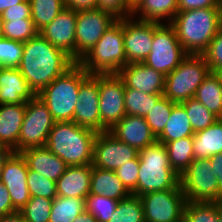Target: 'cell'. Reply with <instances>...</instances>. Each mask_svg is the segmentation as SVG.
Returning a JSON list of instances; mask_svg holds the SVG:
<instances>
[{
    "label": "cell",
    "instance_id": "cell-4",
    "mask_svg": "<svg viewBox=\"0 0 222 222\" xmlns=\"http://www.w3.org/2000/svg\"><path fill=\"white\" fill-rule=\"evenodd\" d=\"M139 173L137 180V196L149 192L168 189H181L180 176L172 169L167 148L163 143L155 141L139 150Z\"/></svg>",
    "mask_w": 222,
    "mask_h": 222
},
{
    "label": "cell",
    "instance_id": "cell-57",
    "mask_svg": "<svg viewBox=\"0 0 222 222\" xmlns=\"http://www.w3.org/2000/svg\"><path fill=\"white\" fill-rule=\"evenodd\" d=\"M3 24H4V21L0 14V38H3Z\"/></svg>",
    "mask_w": 222,
    "mask_h": 222
},
{
    "label": "cell",
    "instance_id": "cell-12",
    "mask_svg": "<svg viewBox=\"0 0 222 222\" xmlns=\"http://www.w3.org/2000/svg\"><path fill=\"white\" fill-rule=\"evenodd\" d=\"M118 19L100 8L77 11L76 62L78 63Z\"/></svg>",
    "mask_w": 222,
    "mask_h": 222
},
{
    "label": "cell",
    "instance_id": "cell-13",
    "mask_svg": "<svg viewBox=\"0 0 222 222\" xmlns=\"http://www.w3.org/2000/svg\"><path fill=\"white\" fill-rule=\"evenodd\" d=\"M125 85L118 74H99L101 132L108 131L125 115Z\"/></svg>",
    "mask_w": 222,
    "mask_h": 222
},
{
    "label": "cell",
    "instance_id": "cell-20",
    "mask_svg": "<svg viewBox=\"0 0 222 222\" xmlns=\"http://www.w3.org/2000/svg\"><path fill=\"white\" fill-rule=\"evenodd\" d=\"M108 132L138 151L157 141L145 118L136 115H125Z\"/></svg>",
    "mask_w": 222,
    "mask_h": 222
},
{
    "label": "cell",
    "instance_id": "cell-22",
    "mask_svg": "<svg viewBox=\"0 0 222 222\" xmlns=\"http://www.w3.org/2000/svg\"><path fill=\"white\" fill-rule=\"evenodd\" d=\"M28 169L55 182L64 174L68 165L47 147H31L20 152Z\"/></svg>",
    "mask_w": 222,
    "mask_h": 222
},
{
    "label": "cell",
    "instance_id": "cell-44",
    "mask_svg": "<svg viewBox=\"0 0 222 222\" xmlns=\"http://www.w3.org/2000/svg\"><path fill=\"white\" fill-rule=\"evenodd\" d=\"M202 55L211 72L222 73V26Z\"/></svg>",
    "mask_w": 222,
    "mask_h": 222
},
{
    "label": "cell",
    "instance_id": "cell-30",
    "mask_svg": "<svg viewBox=\"0 0 222 222\" xmlns=\"http://www.w3.org/2000/svg\"><path fill=\"white\" fill-rule=\"evenodd\" d=\"M160 143H163L166 146L170 165L180 176L194 160L192 137H185L172 142Z\"/></svg>",
    "mask_w": 222,
    "mask_h": 222
},
{
    "label": "cell",
    "instance_id": "cell-2",
    "mask_svg": "<svg viewBox=\"0 0 222 222\" xmlns=\"http://www.w3.org/2000/svg\"><path fill=\"white\" fill-rule=\"evenodd\" d=\"M170 24L187 54L202 55L222 26V7L178 11Z\"/></svg>",
    "mask_w": 222,
    "mask_h": 222
},
{
    "label": "cell",
    "instance_id": "cell-51",
    "mask_svg": "<svg viewBox=\"0 0 222 222\" xmlns=\"http://www.w3.org/2000/svg\"><path fill=\"white\" fill-rule=\"evenodd\" d=\"M0 222H26L20 212L0 217Z\"/></svg>",
    "mask_w": 222,
    "mask_h": 222
},
{
    "label": "cell",
    "instance_id": "cell-33",
    "mask_svg": "<svg viewBox=\"0 0 222 222\" xmlns=\"http://www.w3.org/2000/svg\"><path fill=\"white\" fill-rule=\"evenodd\" d=\"M31 19L38 31L48 25L64 8V0H29Z\"/></svg>",
    "mask_w": 222,
    "mask_h": 222
},
{
    "label": "cell",
    "instance_id": "cell-37",
    "mask_svg": "<svg viewBox=\"0 0 222 222\" xmlns=\"http://www.w3.org/2000/svg\"><path fill=\"white\" fill-rule=\"evenodd\" d=\"M183 222H222L215 202L187 201Z\"/></svg>",
    "mask_w": 222,
    "mask_h": 222
},
{
    "label": "cell",
    "instance_id": "cell-9",
    "mask_svg": "<svg viewBox=\"0 0 222 222\" xmlns=\"http://www.w3.org/2000/svg\"><path fill=\"white\" fill-rule=\"evenodd\" d=\"M180 188L187 201L215 202L221 187L210 158L194 159L180 175Z\"/></svg>",
    "mask_w": 222,
    "mask_h": 222
},
{
    "label": "cell",
    "instance_id": "cell-56",
    "mask_svg": "<svg viewBox=\"0 0 222 222\" xmlns=\"http://www.w3.org/2000/svg\"><path fill=\"white\" fill-rule=\"evenodd\" d=\"M141 0H127L128 5L134 9Z\"/></svg>",
    "mask_w": 222,
    "mask_h": 222
},
{
    "label": "cell",
    "instance_id": "cell-42",
    "mask_svg": "<svg viewBox=\"0 0 222 222\" xmlns=\"http://www.w3.org/2000/svg\"><path fill=\"white\" fill-rule=\"evenodd\" d=\"M23 54V42L0 38V67L18 68Z\"/></svg>",
    "mask_w": 222,
    "mask_h": 222
},
{
    "label": "cell",
    "instance_id": "cell-24",
    "mask_svg": "<svg viewBox=\"0 0 222 222\" xmlns=\"http://www.w3.org/2000/svg\"><path fill=\"white\" fill-rule=\"evenodd\" d=\"M92 165L68 166L56 181L57 196L85 199L90 194Z\"/></svg>",
    "mask_w": 222,
    "mask_h": 222
},
{
    "label": "cell",
    "instance_id": "cell-54",
    "mask_svg": "<svg viewBox=\"0 0 222 222\" xmlns=\"http://www.w3.org/2000/svg\"><path fill=\"white\" fill-rule=\"evenodd\" d=\"M12 153L10 150L2 149L0 151V181H1V176H2V170L4 166V162L6 158Z\"/></svg>",
    "mask_w": 222,
    "mask_h": 222
},
{
    "label": "cell",
    "instance_id": "cell-32",
    "mask_svg": "<svg viewBox=\"0 0 222 222\" xmlns=\"http://www.w3.org/2000/svg\"><path fill=\"white\" fill-rule=\"evenodd\" d=\"M163 94H147L134 88L125 87L126 115L145 117Z\"/></svg>",
    "mask_w": 222,
    "mask_h": 222
},
{
    "label": "cell",
    "instance_id": "cell-19",
    "mask_svg": "<svg viewBox=\"0 0 222 222\" xmlns=\"http://www.w3.org/2000/svg\"><path fill=\"white\" fill-rule=\"evenodd\" d=\"M125 87L147 94H163L166 75L143 62L127 64L118 73Z\"/></svg>",
    "mask_w": 222,
    "mask_h": 222
},
{
    "label": "cell",
    "instance_id": "cell-8",
    "mask_svg": "<svg viewBox=\"0 0 222 222\" xmlns=\"http://www.w3.org/2000/svg\"><path fill=\"white\" fill-rule=\"evenodd\" d=\"M187 55L177 38L174 27L170 23L154 22L152 49L143 63L168 75Z\"/></svg>",
    "mask_w": 222,
    "mask_h": 222
},
{
    "label": "cell",
    "instance_id": "cell-49",
    "mask_svg": "<svg viewBox=\"0 0 222 222\" xmlns=\"http://www.w3.org/2000/svg\"><path fill=\"white\" fill-rule=\"evenodd\" d=\"M64 4L75 11L98 8V0H64Z\"/></svg>",
    "mask_w": 222,
    "mask_h": 222
},
{
    "label": "cell",
    "instance_id": "cell-27",
    "mask_svg": "<svg viewBox=\"0 0 222 222\" xmlns=\"http://www.w3.org/2000/svg\"><path fill=\"white\" fill-rule=\"evenodd\" d=\"M192 139L194 159H206L222 153V118L194 133Z\"/></svg>",
    "mask_w": 222,
    "mask_h": 222
},
{
    "label": "cell",
    "instance_id": "cell-36",
    "mask_svg": "<svg viewBox=\"0 0 222 222\" xmlns=\"http://www.w3.org/2000/svg\"><path fill=\"white\" fill-rule=\"evenodd\" d=\"M176 103L162 95L144 118L156 139L161 135Z\"/></svg>",
    "mask_w": 222,
    "mask_h": 222
},
{
    "label": "cell",
    "instance_id": "cell-15",
    "mask_svg": "<svg viewBox=\"0 0 222 222\" xmlns=\"http://www.w3.org/2000/svg\"><path fill=\"white\" fill-rule=\"evenodd\" d=\"M154 35V22L132 17L123 18V40L126 65L140 63L150 53Z\"/></svg>",
    "mask_w": 222,
    "mask_h": 222
},
{
    "label": "cell",
    "instance_id": "cell-45",
    "mask_svg": "<svg viewBox=\"0 0 222 222\" xmlns=\"http://www.w3.org/2000/svg\"><path fill=\"white\" fill-rule=\"evenodd\" d=\"M98 8L110 12L117 19L131 17L133 10L127 0H98Z\"/></svg>",
    "mask_w": 222,
    "mask_h": 222
},
{
    "label": "cell",
    "instance_id": "cell-31",
    "mask_svg": "<svg viewBox=\"0 0 222 222\" xmlns=\"http://www.w3.org/2000/svg\"><path fill=\"white\" fill-rule=\"evenodd\" d=\"M85 210V199L57 196L48 222H72Z\"/></svg>",
    "mask_w": 222,
    "mask_h": 222
},
{
    "label": "cell",
    "instance_id": "cell-40",
    "mask_svg": "<svg viewBox=\"0 0 222 222\" xmlns=\"http://www.w3.org/2000/svg\"><path fill=\"white\" fill-rule=\"evenodd\" d=\"M53 200L43 197H31L20 213L26 222H48Z\"/></svg>",
    "mask_w": 222,
    "mask_h": 222
},
{
    "label": "cell",
    "instance_id": "cell-10",
    "mask_svg": "<svg viewBox=\"0 0 222 222\" xmlns=\"http://www.w3.org/2000/svg\"><path fill=\"white\" fill-rule=\"evenodd\" d=\"M55 122L46 104L37 95L28 100L19 134L17 153L31 147L45 146Z\"/></svg>",
    "mask_w": 222,
    "mask_h": 222
},
{
    "label": "cell",
    "instance_id": "cell-52",
    "mask_svg": "<svg viewBox=\"0 0 222 222\" xmlns=\"http://www.w3.org/2000/svg\"><path fill=\"white\" fill-rule=\"evenodd\" d=\"M24 0H0V14H2L7 8L13 7Z\"/></svg>",
    "mask_w": 222,
    "mask_h": 222
},
{
    "label": "cell",
    "instance_id": "cell-41",
    "mask_svg": "<svg viewBox=\"0 0 222 222\" xmlns=\"http://www.w3.org/2000/svg\"><path fill=\"white\" fill-rule=\"evenodd\" d=\"M27 186L31 197H43L47 199H55L57 197L56 182L30 169H28L27 173Z\"/></svg>",
    "mask_w": 222,
    "mask_h": 222
},
{
    "label": "cell",
    "instance_id": "cell-6",
    "mask_svg": "<svg viewBox=\"0 0 222 222\" xmlns=\"http://www.w3.org/2000/svg\"><path fill=\"white\" fill-rule=\"evenodd\" d=\"M78 64L90 75L117 74L126 66L123 18L109 27Z\"/></svg>",
    "mask_w": 222,
    "mask_h": 222
},
{
    "label": "cell",
    "instance_id": "cell-53",
    "mask_svg": "<svg viewBox=\"0 0 222 222\" xmlns=\"http://www.w3.org/2000/svg\"><path fill=\"white\" fill-rule=\"evenodd\" d=\"M72 222H97L96 218L93 217L89 212L83 211L75 220Z\"/></svg>",
    "mask_w": 222,
    "mask_h": 222
},
{
    "label": "cell",
    "instance_id": "cell-29",
    "mask_svg": "<svg viewBox=\"0 0 222 222\" xmlns=\"http://www.w3.org/2000/svg\"><path fill=\"white\" fill-rule=\"evenodd\" d=\"M194 131L185 108L181 103H176L163 132L157 138L159 142H172L185 137H193Z\"/></svg>",
    "mask_w": 222,
    "mask_h": 222
},
{
    "label": "cell",
    "instance_id": "cell-47",
    "mask_svg": "<svg viewBox=\"0 0 222 222\" xmlns=\"http://www.w3.org/2000/svg\"><path fill=\"white\" fill-rule=\"evenodd\" d=\"M222 7V0H178L179 11Z\"/></svg>",
    "mask_w": 222,
    "mask_h": 222
},
{
    "label": "cell",
    "instance_id": "cell-18",
    "mask_svg": "<svg viewBox=\"0 0 222 222\" xmlns=\"http://www.w3.org/2000/svg\"><path fill=\"white\" fill-rule=\"evenodd\" d=\"M76 25L77 11L65 7L39 34L76 62Z\"/></svg>",
    "mask_w": 222,
    "mask_h": 222
},
{
    "label": "cell",
    "instance_id": "cell-3",
    "mask_svg": "<svg viewBox=\"0 0 222 222\" xmlns=\"http://www.w3.org/2000/svg\"><path fill=\"white\" fill-rule=\"evenodd\" d=\"M96 136L97 132L73 121L55 122L45 147L68 166L92 165Z\"/></svg>",
    "mask_w": 222,
    "mask_h": 222
},
{
    "label": "cell",
    "instance_id": "cell-58",
    "mask_svg": "<svg viewBox=\"0 0 222 222\" xmlns=\"http://www.w3.org/2000/svg\"><path fill=\"white\" fill-rule=\"evenodd\" d=\"M218 213H219V217H220V219L222 221V208H218Z\"/></svg>",
    "mask_w": 222,
    "mask_h": 222
},
{
    "label": "cell",
    "instance_id": "cell-55",
    "mask_svg": "<svg viewBox=\"0 0 222 222\" xmlns=\"http://www.w3.org/2000/svg\"><path fill=\"white\" fill-rule=\"evenodd\" d=\"M215 203L217 204L218 208H222V187L220 189L219 197L217 198Z\"/></svg>",
    "mask_w": 222,
    "mask_h": 222
},
{
    "label": "cell",
    "instance_id": "cell-26",
    "mask_svg": "<svg viewBox=\"0 0 222 222\" xmlns=\"http://www.w3.org/2000/svg\"><path fill=\"white\" fill-rule=\"evenodd\" d=\"M90 193L120 201L131 195L115 171L104 170L92 165Z\"/></svg>",
    "mask_w": 222,
    "mask_h": 222
},
{
    "label": "cell",
    "instance_id": "cell-7",
    "mask_svg": "<svg viewBox=\"0 0 222 222\" xmlns=\"http://www.w3.org/2000/svg\"><path fill=\"white\" fill-rule=\"evenodd\" d=\"M210 69L203 55L188 54L165 78L163 95L175 103L195 97Z\"/></svg>",
    "mask_w": 222,
    "mask_h": 222
},
{
    "label": "cell",
    "instance_id": "cell-16",
    "mask_svg": "<svg viewBox=\"0 0 222 222\" xmlns=\"http://www.w3.org/2000/svg\"><path fill=\"white\" fill-rule=\"evenodd\" d=\"M78 126L101 132L99 113V74L89 75L79 86L78 102L73 113Z\"/></svg>",
    "mask_w": 222,
    "mask_h": 222
},
{
    "label": "cell",
    "instance_id": "cell-23",
    "mask_svg": "<svg viewBox=\"0 0 222 222\" xmlns=\"http://www.w3.org/2000/svg\"><path fill=\"white\" fill-rule=\"evenodd\" d=\"M26 104L0 105V146L17 153Z\"/></svg>",
    "mask_w": 222,
    "mask_h": 222
},
{
    "label": "cell",
    "instance_id": "cell-38",
    "mask_svg": "<svg viewBox=\"0 0 222 222\" xmlns=\"http://www.w3.org/2000/svg\"><path fill=\"white\" fill-rule=\"evenodd\" d=\"M119 201L103 195L89 194L85 198V211L96 218L97 222H108Z\"/></svg>",
    "mask_w": 222,
    "mask_h": 222
},
{
    "label": "cell",
    "instance_id": "cell-34",
    "mask_svg": "<svg viewBox=\"0 0 222 222\" xmlns=\"http://www.w3.org/2000/svg\"><path fill=\"white\" fill-rule=\"evenodd\" d=\"M108 222H145L140 197L131 194L120 200Z\"/></svg>",
    "mask_w": 222,
    "mask_h": 222
},
{
    "label": "cell",
    "instance_id": "cell-5",
    "mask_svg": "<svg viewBox=\"0 0 222 222\" xmlns=\"http://www.w3.org/2000/svg\"><path fill=\"white\" fill-rule=\"evenodd\" d=\"M89 75L76 62L37 94L56 122L73 121L79 86Z\"/></svg>",
    "mask_w": 222,
    "mask_h": 222
},
{
    "label": "cell",
    "instance_id": "cell-43",
    "mask_svg": "<svg viewBox=\"0 0 222 222\" xmlns=\"http://www.w3.org/2000/svg\"><path fill=\"white\" fill-rule=\"evenodd\" d=\"M140 159L137 156L135 159L123 164L115 170L118 178L123 182L127 190L137 196V180L139 173Z\"/></svg>",
    "mask_w": 222,
    "mask_h": 222
},
{
    "label": "cell",
    "instance_id": "cell-1",
    "mask_svg": "<svg viewBox=\"0 0 222 222\" xmlns=\"http://www.w3.org/2000/svg\"><path fill=\"white\" fill-rule=\"evenodd\" d=\"M75 63L70 55L50 44L38 33L23 43V54L18 69L38 94Z\"/></svg>",
    "mask_w": 222,
    "mask_h": 222
},
{
    "label": "cell",
    "instance_id": "cell-50",
    "mask_svg": "<svg viewBox=\"0 0 222 222\" xmlns=\"http://www.w3.org/2000/svg\"><path fill=\"white\" fill-rule=\"evenodd\" d=\"M212 168L217 176L218 183L222 187V153L210 157Z\"/></svg>",
    "mask_w": 222,
    "mask_h": 222
},
{
    "label": "cell",
    "instance_id": "cell-25",
    "mask_svg": "<svg viewBox=\"0 0 222 222\" xmlns=\"http://www.w3.org/2000/svg\"><path fill=\"white\" fill-rule=\"evenodd\" d=\"M178 11V0H141L132 10L131 17L160 24L171 23Z\"/></svg>",
    "mask_w": 222,
    "mask_h": 222
},
{
    "label": "cell",
    "instance_id": "cell-46",
    "mask_svg": "<svg viewBox=\"0 0 222 222\" xmlns=\"http://www.w3.org/2000/svg\"><path fill=\"white\" fill-rule=\"evenodd\" d=\"M3 21L11 19H28L31 18V5L29 0H24L13 7L7 8L1 14Z\"/></svg>",
    "mask_w": 222,
    "mask_h": 222
},
{
    "label": "cell",
    "instance_id": "cell-39",
    "mask_svg": "<svg viewBox=\"0 0 222 222\" xmlns=\"http://www.w3.org/2000/svg\"><path fill=\"white\" fill-rule=\"evenodd\" d=\"M39 31L36 29L31 18L28 19H11L4 21L3 37L20 42H26L35 37Z\"/></svg>",
    "mask_w": 222,
    "mask_h": 222
},
{
    "label": "cell",
    "instance_id": "cell-48",
    "mask_svg": "<svg viewBox=\"0 0 222 222\" xmlns=\"http://www.w3.org/2000/svg\"><path fill=\"white\" fill-rule=\"evenodd\" d=\"M17 212L10 198V193L7 188L4 186L3 182L0 181V217L13 214Z\"/></svg>",
    "mask_w": 222,
    "mask_h": 222
},
{
    "label": "cell",
    "instance_id": "cell-21",
    "mask_svg": "<svg viewBox=\"0 0 222 222\" xmlns=\"http://www.w3.org/2000/svg\"><path fill=\"white\" fill-rule=\"evenodd\" d=\"M36 95L18 68L0 67V105L26 104Z\"/></svg>",
    "mask_w": 222,
    "mask_h": 222
},
{
    "label": "cell",
    "instance_id": "cell-14",
    "mask_svg": "<svg viewBox=\"0 0 222 222\" xmlns=\"http://www.w3.org/2000/svg\"><path fill=\"white\" fill-rule=\"evenodd\" d=\"M138 150L118 139L108 131L97 133L94 141L93 166L115 171L123 164L135 159Z\"/></svg>",
    "mask_w": 222,
    "mask_h": 222
},
{
    "label": "cell",
    "instance_id": "cell-35",
    "mask_svg": "<svg viewBox=\"0 0 222 222\" xmlns=\"http://www.w3.org/2000/svg\"><path fill=\"white\" fill-rule=\"evenodd\" d=\"M184 106L186 114L190 120L194 133L206 129L219 118L211 113L200 101L195 97L181 102Z\"/></svg>",
    "mask_w": 222,
    "mask_h": 222
},
{
    "label": "cell",
    "instance_id": "cell-28",
    "mask_svg": "<svg viewBox=\"0 0 222 222\" xmlns=\"http://www.w3.org/2000/svg\"><path fill=\"white\" fill-rule=\"evenodd\" d=\"M211 113L222 118V78L218 72H209L195 94Z\"/></svg>",
    "mask_w": 222,
    "mask_h": 222
},
{
    "label": "cell",
    "instance_id": "cell-11",
    "mask_svg": "<svg viewBox=\"0 0 222 222\" xmlns=\"http://www.w3.org/2000/svg\"><path fill=\"white\" fill-rule=\"evenodd\" d=\"M139 197L145 222H183L187 200L181 189L149 192Z\"/></svg>",
    "mask_w": 222,
    "mask_h": 222
},
{
    "label": "cell",
    "instance_id": "cell-17",
    "mask_svg": "<svg viewBox=\"0 0 222 222\" xmlns=\"http://www.w3.org/2000/svg\"><path fill=\"white\" fill-rule=\"evenodd\" d=\"M28 166L21 153L12 152L5 160L1 181L10 193L12 205L17 212L31 198L27 186Z\"/></svg>",
    "mask_w": 222,
    "mask_h": 222
}]
</instances>
